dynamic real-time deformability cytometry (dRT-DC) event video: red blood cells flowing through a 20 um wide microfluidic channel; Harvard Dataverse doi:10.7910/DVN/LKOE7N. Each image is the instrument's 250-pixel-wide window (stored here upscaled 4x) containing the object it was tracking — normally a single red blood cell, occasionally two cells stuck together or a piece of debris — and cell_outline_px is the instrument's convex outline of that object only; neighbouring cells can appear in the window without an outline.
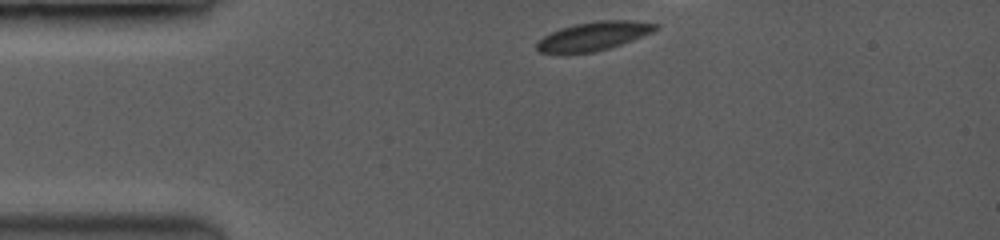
{"species": "common noctule bat (a hibernating species)", "species_latin": "Nyctalus noctula", "temperature_condition": "room temperature", "stored_images_in_passage": 9, "camera_frame_rate_fps": 3500, "um_per_image_px": 0.085, "animal": {"sex": "female", "body_mass_g": 19.0, "forearm_length_mm": 53.3}, "frame": {"image": 1, "passage_image": 1, "time_ms": 0.0, "image_size_px": [1000, 240], "cell_outline_px": [[656, 28], [652, 32], [620, 44], [608, 48], [592, 52], [540, 52], [536, 48], [536, 44], [544, 36], [560, 28], [576, 24], [600, 20], [628, 20], [656, 24]], "centroid_in_image_um": [50.43, 3.05], "position_along_channel_um": 34.6, "area_um2": 19.07}}